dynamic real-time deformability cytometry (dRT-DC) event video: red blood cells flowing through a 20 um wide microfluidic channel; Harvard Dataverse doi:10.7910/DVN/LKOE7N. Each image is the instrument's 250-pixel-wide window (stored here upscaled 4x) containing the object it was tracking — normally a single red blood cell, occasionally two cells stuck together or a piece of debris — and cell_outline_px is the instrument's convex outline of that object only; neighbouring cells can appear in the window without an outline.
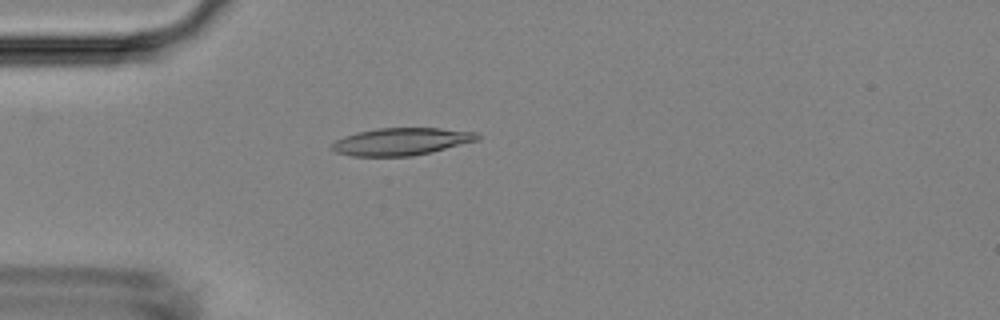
{"species": "Egyptian fruit bat (a non-hibernating species)", "species_latin": "Rousettus aegyptiacus", "temperature_condition": "room temperature", "stored_images_in_passage": 4, "camera_frame_rate_fps": 3000, "um_per_image_px": 0.085, "animal": {"sex": "female"}, "frame": {"image": 1, "passage_image": 4, "time_ms": 4.333, "image_size_px": [1000, 320], "cell_outline_px": [[480, 140], [432, 152], [412, 156], [352, 156], [336, 152], [328, 148], [336, 140], [344, 136], [356, 132], [376, 128], [440, 128], [476, 132], [480, 136]], "centroid_in_image_um": [34.11, 12.03], "position_along_channel_um": 50.9, "area_um2": 23.41}}